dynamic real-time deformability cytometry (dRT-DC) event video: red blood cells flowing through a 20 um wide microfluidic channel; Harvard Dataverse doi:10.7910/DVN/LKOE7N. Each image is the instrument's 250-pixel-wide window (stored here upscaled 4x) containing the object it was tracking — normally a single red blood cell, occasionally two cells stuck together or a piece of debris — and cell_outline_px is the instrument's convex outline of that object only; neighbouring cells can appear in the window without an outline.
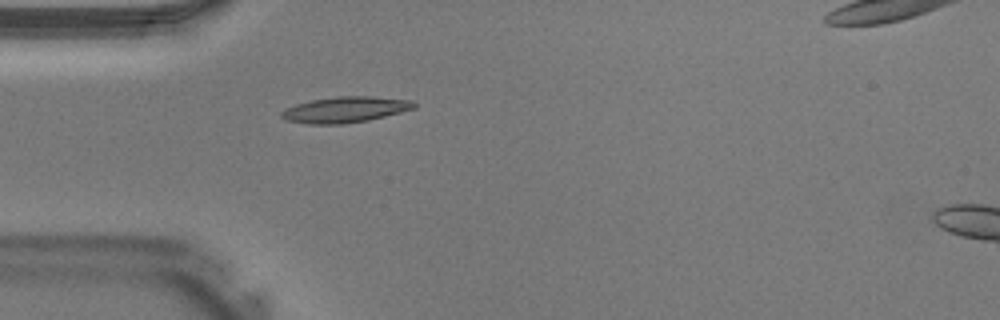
{"species": "Egyptian fruit bat (a non-hibernating species)", "species_latin": "Rousettus aegyptiacus", "temperature_condition": "warm", "stored_images_in_passage": 28, "camera_frame_rate_fps": 3000, "um_per_image_px": 0.085, "animal": {"sex": "male"}, "frame": {"image": 1, "passage_image": 1, "time_ms": 0.0, "image_size_px": [1000, 320], "cell_outline_px": [[416, 108], [368, 120], [344, 124], [308, 124], [284, 120], [280, 116], [280, 112], [284, 108], [296, 104], [312, 100], [336, 96], [372, 96], [412, 100], [416, 104]], "centroid_in_image_um": [29.31, 9.32], "position_along_channel_um": 55.7, "area_um2": 20.11}}
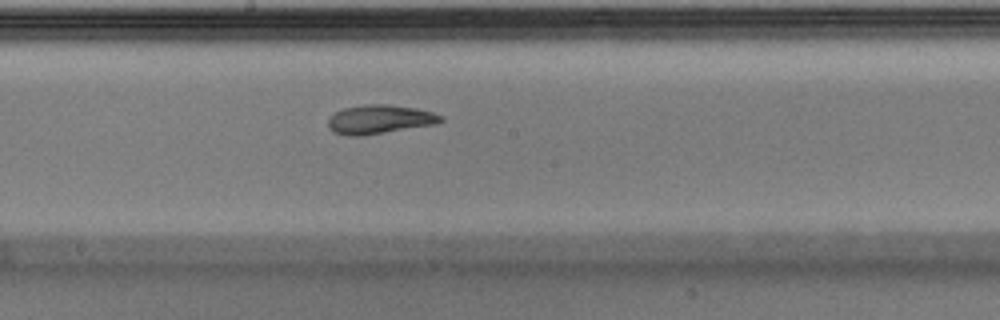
{"frame": {"image": 2, "passage_image": 11, "time_ms": 3.333, "image_size_px": [1000, 320], "cell_outline_px": [[444, 120], [436, 124], [364, 136], [344, 136], [332, 132], [328, 128], [328, 120], [336, 112], [344, 108], [364, 104], [388, 104], [416, 108], [432, 112], [444, 116]], "centroid_in_image_um": [32.27, 10.16], "position_along_channel_um": 215.9, "area_um2": 19.25}}
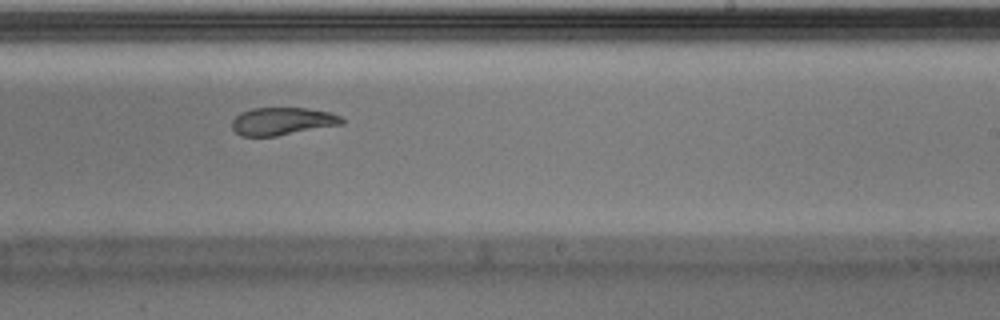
{"frame": {"image": 3, "passage_image": 14, "time_ms": 4.333, "image_size_px": [1000, 320], "cell_outline_px": [[344, 124], [276, 136], [240, 136], [232, 128], [232, 120], [240, 112], [252, 108], [304, 108], [332, 112], [340, 116], [344, 120]], "centroid_in_image_um": [24.0, 10.3], "position_along_channel_um": 265.0, "area_um2": 17.8}}